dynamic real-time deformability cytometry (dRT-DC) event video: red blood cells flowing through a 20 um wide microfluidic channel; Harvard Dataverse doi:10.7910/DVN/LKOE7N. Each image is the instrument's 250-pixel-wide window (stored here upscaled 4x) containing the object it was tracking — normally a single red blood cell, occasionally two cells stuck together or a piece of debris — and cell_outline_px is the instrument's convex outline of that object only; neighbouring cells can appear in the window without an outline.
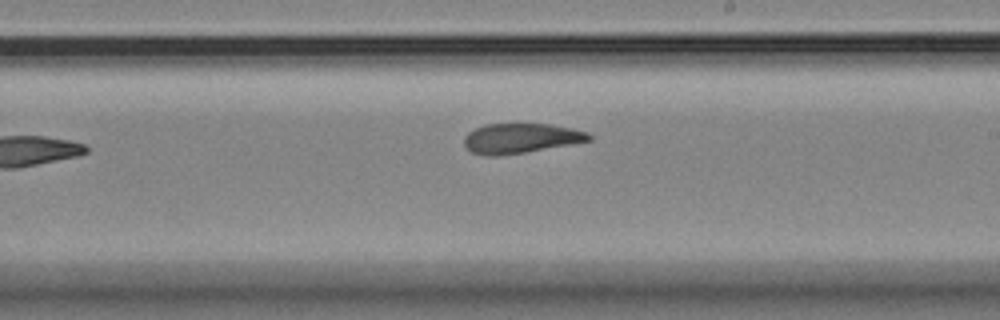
{"species": "Egyptian fruit bat (a non-hibernating species)", "species_latin": "Rousettus aegyptiacus", "temperature_condition": "room temperature", "stored_images_in_passage": 11, "camera_frame_rate_fps": 3000, "um_per_image_px": 0.085, "animal": {"sex": "female"}, "frame": {"image": 1, "passage_image": 10, "time_ms": 11.333, "image_size_px": [1000, 320], "cell_outline_px": [[592, 140], [572, 144], [524, 152], [496, 156], [488, 156], [472, 152], [464, 144], [464, 136], [468, 132], [484, 124], [548, 124], [572, 128], [588, 132], [592, 136]], "centroid_in_image_um": [44.27, 11.75], "position_along_channel_um": 244.7, "area_um2": 21.62}}
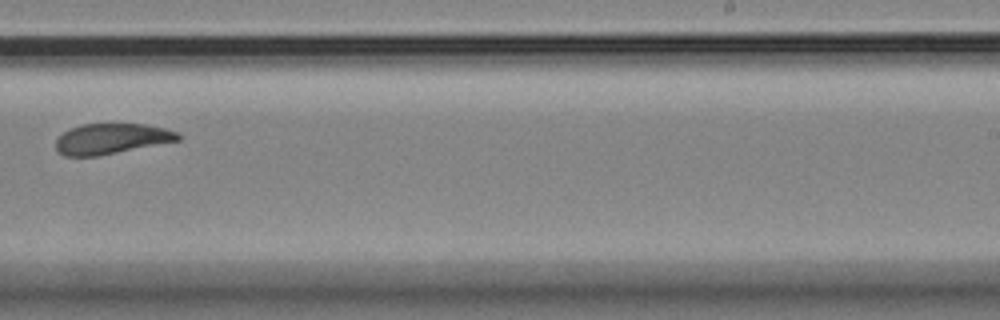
{"frame": {"image": 2, "passage_image": 11, "time_ms": 12.333, "image_size_px": [1000, 320], "cell_outline_px": [[180, 140], [96, 156], [64, 156], [56, 148], [56, 140], [68, 128], [80, 124], [144, 124], [164, 128], [176, 132], [180, 136]], "centroid_in_image_um": [9.44, 11.78], "position_along_channel_um": 279.6, "area_um2": 21.44}}